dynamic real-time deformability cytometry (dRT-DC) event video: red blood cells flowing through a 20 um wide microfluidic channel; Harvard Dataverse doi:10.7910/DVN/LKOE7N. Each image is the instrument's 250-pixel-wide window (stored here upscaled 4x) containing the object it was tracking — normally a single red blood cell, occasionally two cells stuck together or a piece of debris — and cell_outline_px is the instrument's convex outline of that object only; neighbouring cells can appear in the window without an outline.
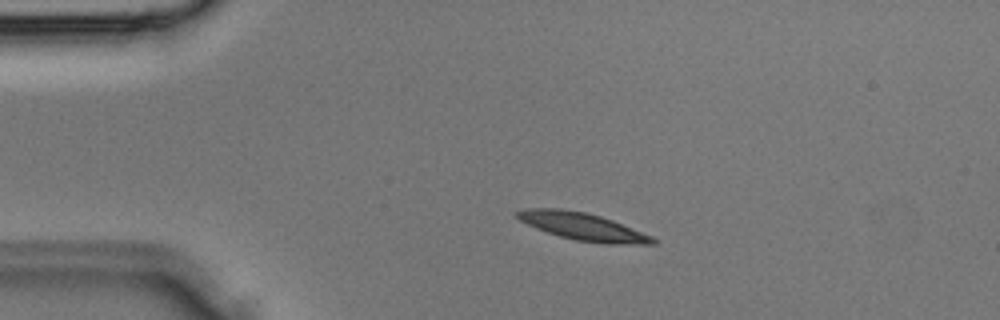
{"species": "Egyptian fruit bat (a non-hibernating species)", "species_latin": "Rousettus aegyptiacus", "temperature_condition": "room temperature", "stored_images_in_passage": 35, "camera_frame_rate_fps": 3000, "um_per_image_px": 0.085, "animal": {"sex": "male"}, "frame": {"image": 1, "passage_image": 7, "time_ms": 2.0, "image_size_px": [1000, 320], "cell_outline_px": [[656, 244], [608, 244], [576, 240], [560, 236], [536, 228], [520, 220], [516, 216], [516, 212], [528, 208], [560, 208], [584, 212], [600, 216], [612, 220], [652, 236], [656, 240]], "centroid_in_image_um": [49.54, 19.26], "position_along_channel_um": 35.5, "area_um2": 21.39}}
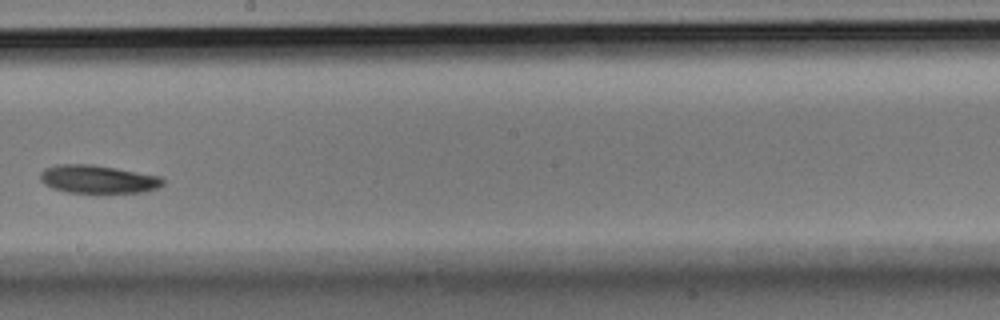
{"frame": {"image": 2, "passage_image": 20, "time_ms": 6.333, "image_size_px": [1000, 320], "cell_outline_px": [[164, 184], [160, 188], [144, 192], [68, 192], [52, 188], [44, 184], [40, 180], [40, 172], [44, 168], [56, 164], [92, 164], [116, 168], [160, 176], [164, 180]], "centroid_in_image_um": [8.32, 15.22], "position_along_channel_um": 239.9, "area_um2": 20.17}}
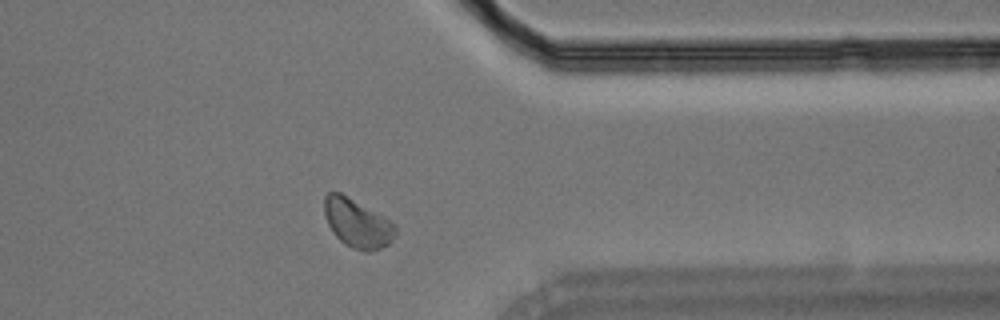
{"frame": {"image": 3, "passage_image": 28, "time_ms": 9.0, "image_size_px": [1000, 320], "cell_outline_px": [[396, 232], [392, 240], [388, 244], [380, 248], [368, 252], [364, 252], [352, 248], [344, 244], [336, 236], [328, 224], [324, 212], [324, 196], [328, 192], [340, 192], [384, 216], [396, 224]], "centroid_in_image_um": [30.37, 18.98], "position_along_channel_um": 381.0, "area_um2": 20.17}}